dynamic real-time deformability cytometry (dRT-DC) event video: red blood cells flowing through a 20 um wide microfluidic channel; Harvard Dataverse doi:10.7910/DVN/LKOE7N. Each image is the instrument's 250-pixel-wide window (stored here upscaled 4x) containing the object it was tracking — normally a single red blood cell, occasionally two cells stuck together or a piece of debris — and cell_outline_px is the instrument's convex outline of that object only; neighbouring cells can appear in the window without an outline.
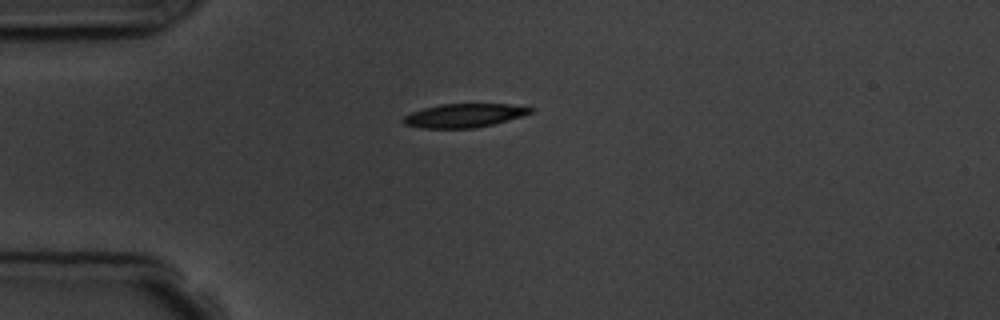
{"species": "common noctule bat (a hibernating species)", "species_latin": "Nyctalus noctula", "temperature_condition": "room temperature", "stored_images_in_passage": 12, "camera_frame_rate_fps": 3000, "um_per_image_px": 0.085, "animal": {"sex": "male", "body_mass_g": 19.5, "forearm_length_mm": 54.6}, "frame": {"image": 1, "passage_image": 1, "time_ms": 0.0, "image_size_px": [1000, 320], "cell_outline_px": [[532, 112], [520, 116], [492, 124], [472, 128], [420, 128], [404, 124], [400, 120], [404, 116], [412, 112], [424, 108], [440, 104], [508, 104], [532, 108]], "centroid_in_image_um": [39.37, 9.82], "position_along_channel_um": 45.6, "area_um2": 17.28}}
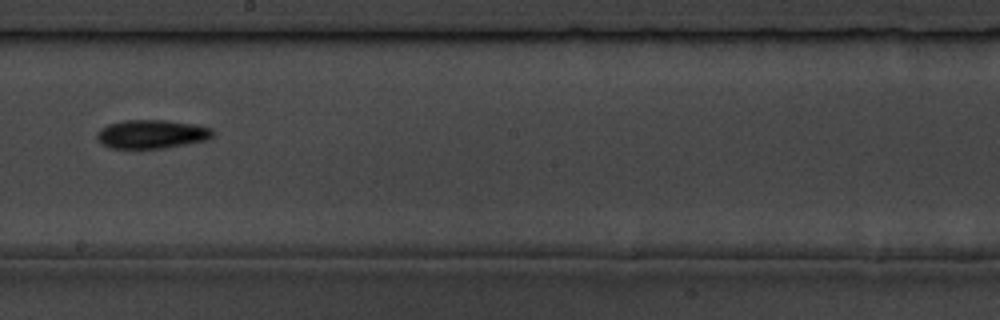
{"frame": {"image": 2, "passage_image": 6, "time_ms": 5.667, "image_size_px": [1000, 320], "cell_outline_px": [[216, 132], [208, 140], [160, 148], [112, 148], [96, 140], [96, 132], [100, 128], [108, 124], [124, 120], [168, 120], [196, 124], [212, 128]], "centroid_in_image_um": [12.9, 11.38], "position_along_channel_um": 235.3, "area_um2": 19.48}}
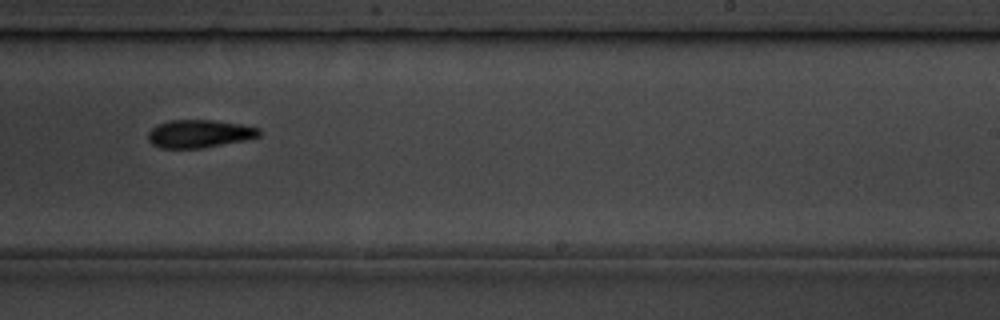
{"frame": {"image": 3, "passage_image": 7, "time_ms": 6.667, "image_size_px": [1000, 320], "cell_outline_px": [[260, 136], [248, 140], [200, 148], [160, 148], [152, 144], [148, 140], [148, 132], [156, 124], [168, 120], [212, 120], [240, 124], [260, 128]], "centroid_in_image_um": [16.93, 11.36], "position_along_channel_um": 272.1, "area_um2": 18.21}, "authors_computed_cell_mechanics": {"area_um2": 17.8602, "velocity_mm_per_s": 3.6868, "shape_relaxation_time_tau1_ms": 2.9248, "shape_relaxation_time_tau2_ms": null, "deformation_change_tau1": 0.0756, "deformation_change_tau2": null}}